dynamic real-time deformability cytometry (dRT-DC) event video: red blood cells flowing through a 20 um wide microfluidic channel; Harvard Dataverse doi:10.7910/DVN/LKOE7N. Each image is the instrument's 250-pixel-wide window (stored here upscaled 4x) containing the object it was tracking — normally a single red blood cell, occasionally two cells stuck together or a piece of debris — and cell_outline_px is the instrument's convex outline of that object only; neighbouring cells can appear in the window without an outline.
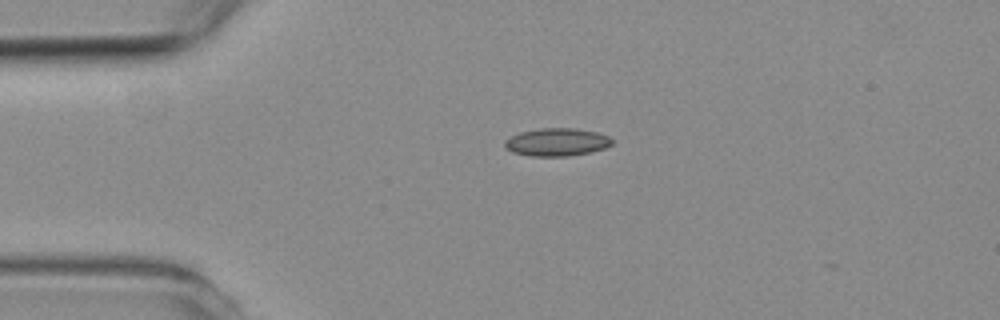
{"species": "common noctule bat (a hibernating species)", "species_latin": "Nyctalus noctula", "temperature_condition": "room temperature", "stored_images_in_passage": 2, "camera_frame_rate_fps": 3000, "um_per_image_px": 0.085, "animal": {"sex": "female", "body_mass_g": 19.3, "forearm_length_mm": 54.1}, "frame": {"image": 1, "passage_image": 1, "time_ms": 0.0, "image_size_px": [1000, 320], "cell_outline_px": [[616, 140], [612, 144], [604, 148], [592, 152], [568, 156], [532, 156], [512, 152], [504, 148], [504, 140], [520, 132], [540, 128], [576, 128], [596, 132], [608, 136]], "centroid_in_image_um": [47.34, 12.08], "position_along_channel_um": 37.7, "area_um2": 17.57}}